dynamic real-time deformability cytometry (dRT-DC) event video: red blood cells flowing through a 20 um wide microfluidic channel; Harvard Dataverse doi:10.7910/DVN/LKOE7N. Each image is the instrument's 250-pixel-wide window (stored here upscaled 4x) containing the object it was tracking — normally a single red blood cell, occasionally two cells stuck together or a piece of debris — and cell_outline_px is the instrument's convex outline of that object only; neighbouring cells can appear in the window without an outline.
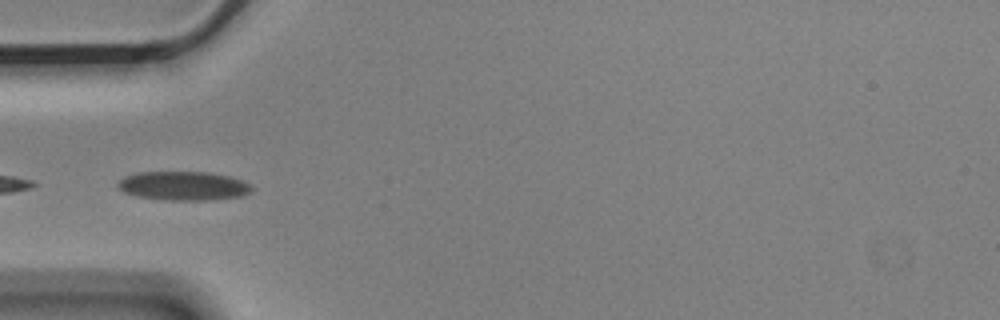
{"species": "Egyptian fruit bat (a non-hibernating species)", "species_latin": "Rousettus aegyptiacus", "temperature_condition": "cold", "stored_images_in_passage": 7, "camera_frame_rate_fps": 3000, "um_per_image_px": 0.085, "animal": {"sex": "male"}, "frame": {"image": 1, "passage_image": 3, "time_ms": 0.667, "image_size_px": [1000, 320], "cell_outline_px": [[252, 192], [244, 196], [208, 200], [164, 200], [136, 196], [124, 192], [116, 184], [124, 176], [140, 172], [208, 172], [228, 176], [252, 184]], "centroid_in_image_um": [15.61, 15.8], "position_along_channel_um": 69.4, "area_um2": 22.66}}
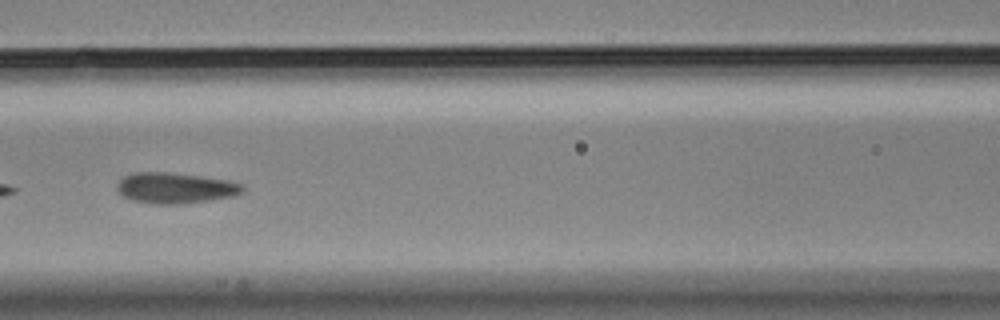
{"frame": {"image": 2, "passage_image": 5, "time_ms": 1.333, "image_size_px": [1000, 320], "cell_outline_px": [[244, 192], [236, 196], [184, 204], [152, 204], [132, 200], [124, 196], [116, 188], [120, 180], [124, 176], [132, 172], [168, 172], [200, 176], [224, 180], [244, 184]], "centroid_in_image_um": [14.92, 15.99], "position_along_channel_um": 151.7, "area_um2": 22.6}}
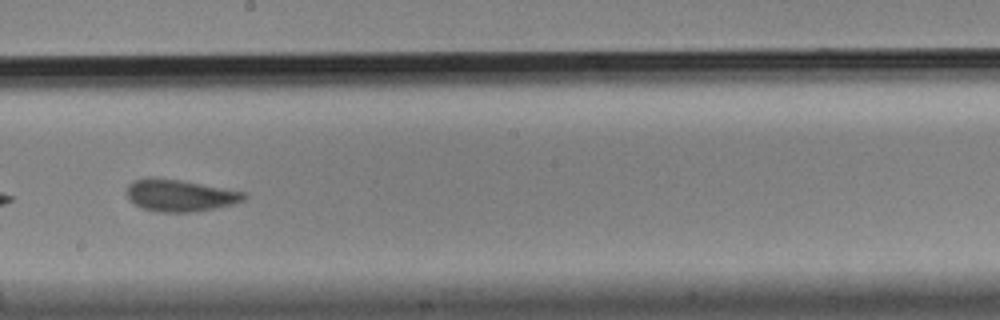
{"frame": {"image": 3, "passage_image": 7, "time_ms": 2.0, "image_size_px": [1000, 320], "cell_outline_px": [[248, 196], [244, 200], [232, 204], [216, 208], [196, 212], [156, 212], [144, 208], [128, 200], [128, 184], [132, 180], [180, 180], [244, 192]], "centroid_in_image_um": [15.34, 16.65], "position_along_channel_um": 232.9, "area_um2": 21.15}}